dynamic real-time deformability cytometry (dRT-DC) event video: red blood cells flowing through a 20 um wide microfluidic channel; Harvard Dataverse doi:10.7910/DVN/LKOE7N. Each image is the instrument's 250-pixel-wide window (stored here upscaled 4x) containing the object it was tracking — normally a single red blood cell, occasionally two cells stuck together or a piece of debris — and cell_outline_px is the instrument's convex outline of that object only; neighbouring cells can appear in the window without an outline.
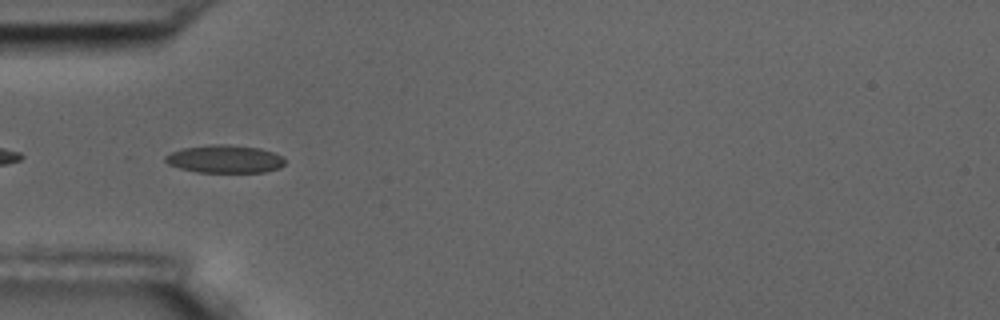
{"species": "common noctule bat (a hibernating species)", "species_latin": "Nyctalus noctula", "temperature_condition": "room temperature", "stored_images_in_passage": 8, "camera_frame_rate_fps": 3000, "um_per_image_px": 0.085, "animal": {"sex": "male", "body_mass_g": 17.5, "forearm_length_mm": 52.3}, "frame": {"image": 1, "passage_image": 4, "time_ms": 4.333, "image_size_px": [1000, 320], "cell_outline_px": [[284, 164], [280, 168], [264, 172], [196, 172], [180, 168], [168, 164], [164, 160], [164, 156], [180, 148], [208, 144], [228, 144], [260, 148], [284, 156]], "centroid_in_image_um": [19.09, 13.51], "position_along_channel_um": 65.9, "area_um2": 19.65}}
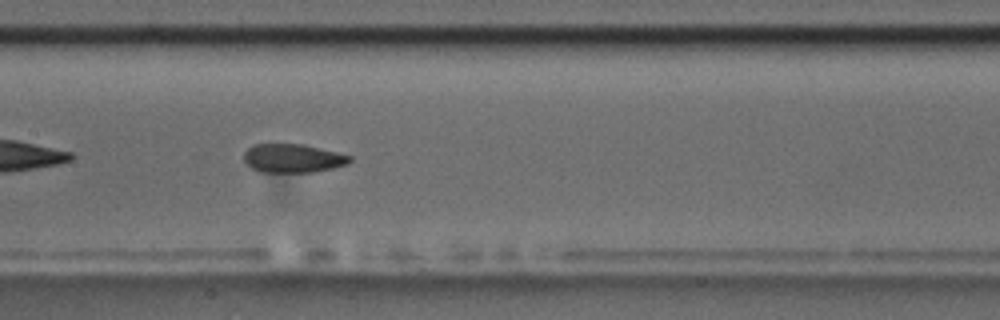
{"frame": {"image": 2, "passage_image": 7, "time_ms": 7.667, "image_size_px": [1000, 320], "cell_outline_px": [[352, 160], [348, 164], [332, 168], [312, 172], [260, 172], [252, 168], [244, 160], [244, 152], [252, 144], [304, 144], [352, 156]], "centroid_in_image_um": [24.89, 13.45], "position_along_channel_um": 182.5, "area_um2": 17.69}}